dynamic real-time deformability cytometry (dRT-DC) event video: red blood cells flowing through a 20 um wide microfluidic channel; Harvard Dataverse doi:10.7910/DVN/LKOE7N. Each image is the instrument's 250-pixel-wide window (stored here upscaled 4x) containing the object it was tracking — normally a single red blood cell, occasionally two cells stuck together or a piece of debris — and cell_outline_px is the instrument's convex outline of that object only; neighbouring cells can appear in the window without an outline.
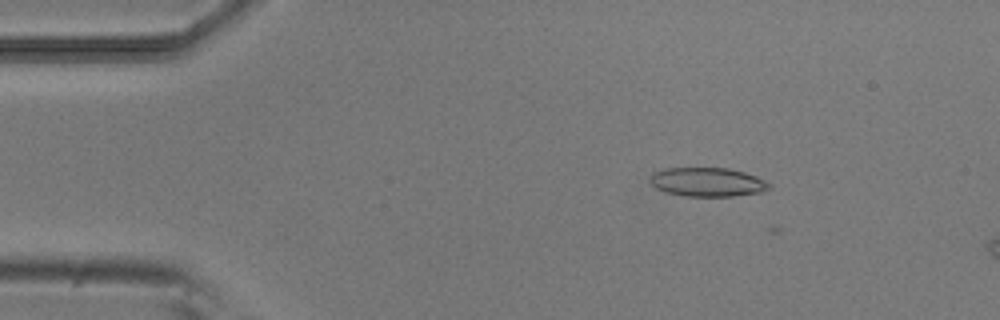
{"species": "common noctule bat (a hibernating species)", "species_latin": "Nyctalus noctula", "temperature_condition": "room temperature", "stored_images_in_passage": 3, "camera_frame_rate_fps": 3000, "um_per_image_px": 0.085, "animal": {"sex": "male", "body_mass_g": 20.5, "forearm_length_mm": 52.5}, "frame": {"image": 1, "passage_image": 1, "time_ms": 0.0, "image_size_px": [1000, 320], "cell_outline_px": [[772, 188], [760, 192], [732, 196], [684, 196], [664, 192], [656, 188], [648, 180], [652, 172], [664, 168], [728, 168], [744, 172], [756, 176], [772, 184]], "centroid_in_image_um": [60.11, 15.47], "position_along_channel_um": 24.9, "area_um2": 20.29}}